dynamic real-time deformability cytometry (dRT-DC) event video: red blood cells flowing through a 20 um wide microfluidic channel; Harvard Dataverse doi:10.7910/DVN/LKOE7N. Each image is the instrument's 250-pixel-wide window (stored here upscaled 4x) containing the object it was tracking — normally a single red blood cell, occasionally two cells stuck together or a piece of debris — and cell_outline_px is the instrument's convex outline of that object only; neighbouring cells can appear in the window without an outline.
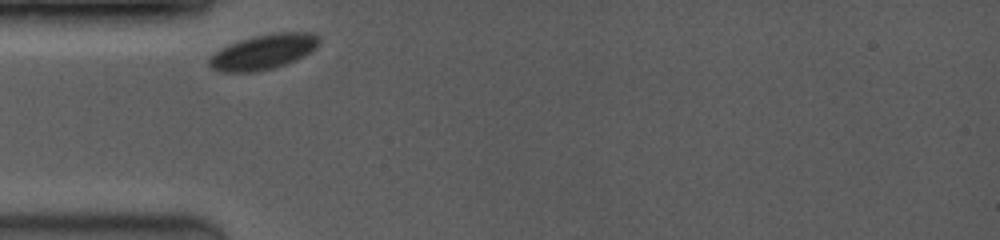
{"species": "common noctule bat (a hibernating species)", "species_latin": "Nyctalus noctula", "temperature_condition": "room temperature", "stored_images_in_passage": 5, "camera_frame_rate_fps": 3500, "um_per_image_px": 0.085, "animal": {"sex": "female", "body_mass_g": 19.0, "forearm_length_mm": 53.3}, "frame": {"image": 1, "passage_image": 1, "time_ms": 0.0, "image_size_px": [1000, 240], "cell_outline_px": [[320, 44], [316, 48], [304, 56], [296, 60], [272, 68], [256, 72], [220, 72], [212, 68], [208, 64], [208, 60], [220, 48], [240, 40], [272, 32], [316, 32], [320, 36]], "centroid_in_image_um": [22.44, 4.4], "position_along_channel_um": 62.6, "area_um2": 22.54}}
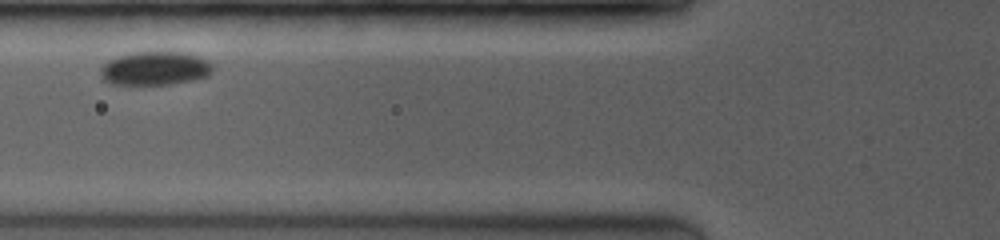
{"frame": {"image": 2, "passage_image": 3, "time_ms": 1.429, "image_size_px": [1000, 240], "cell_outline_px": [[212, 72], [208, 76], [192, 80], [168, 84], [112, 84], [104, 80], [100, 72], [100, 68], [108, 60], [116, 56], [132, 52], [184, 52], [208, 60], [212, 64]], "centroid_in_image_um": [13.16, 5.8], "position_along_channel_um": 112.6, "area_um2": 21.96}}
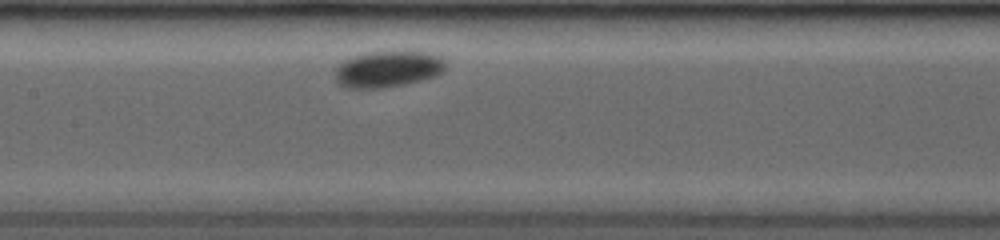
{"frame": {"image": 3, "passage_image": 5, "time_ms": 3.143, "image_size_px": [1000, 240], "cell_outline_px": [[448, 68], [444, 72], [436, 76], [404, 84], [380, 88], [348, 88], [340, 84], [336, 80], [336, 68], [344, 60], [352, 56], [368, 52], [428, 52], [444, 56], [448, 60]], "centroid_in_image_um": [33.07, 5.86], "position_along_channel_um": 174.3, "area_um2": 23.64}}